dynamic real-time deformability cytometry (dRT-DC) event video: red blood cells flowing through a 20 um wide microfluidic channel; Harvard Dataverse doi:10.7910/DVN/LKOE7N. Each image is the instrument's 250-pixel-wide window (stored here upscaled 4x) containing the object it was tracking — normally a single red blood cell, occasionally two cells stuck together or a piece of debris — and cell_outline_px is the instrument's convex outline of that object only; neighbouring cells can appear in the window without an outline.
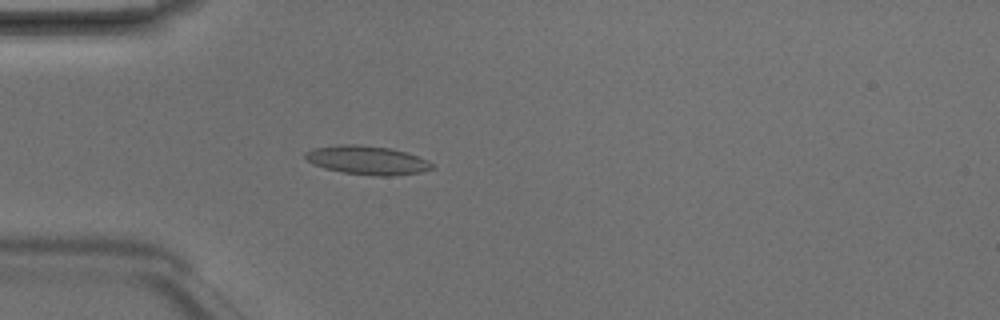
{"species": "Egyptian fruit bat (a non-hibernating species)", "species_latin": "Rousettus aegyptiacus", "temperature_condition": "room temperature", "stored_images_in_passage": 3, "camera_frame_rate_fps": 3000, "um_per_image_px": 0.085, "animal": {"sex": "male"}, "frame": {"image": 1, "passage_image": 3, "time_ms": 0.667, "image_size_px": [1000, 320], "cell_outline_px": [[432, 168], [420, 172], [392, 176], [380, 176], [344, 172], [324, 168], [312, 164], [304, 156], [304, 152], [312, 148], [340, 144], [352, 144], [392, 148], [428, 160], [432, 164]], "centroid_in_image_um": [31.16, 13.61], "position_along_channel_um": 53.8, "area_um2": 21.04}}